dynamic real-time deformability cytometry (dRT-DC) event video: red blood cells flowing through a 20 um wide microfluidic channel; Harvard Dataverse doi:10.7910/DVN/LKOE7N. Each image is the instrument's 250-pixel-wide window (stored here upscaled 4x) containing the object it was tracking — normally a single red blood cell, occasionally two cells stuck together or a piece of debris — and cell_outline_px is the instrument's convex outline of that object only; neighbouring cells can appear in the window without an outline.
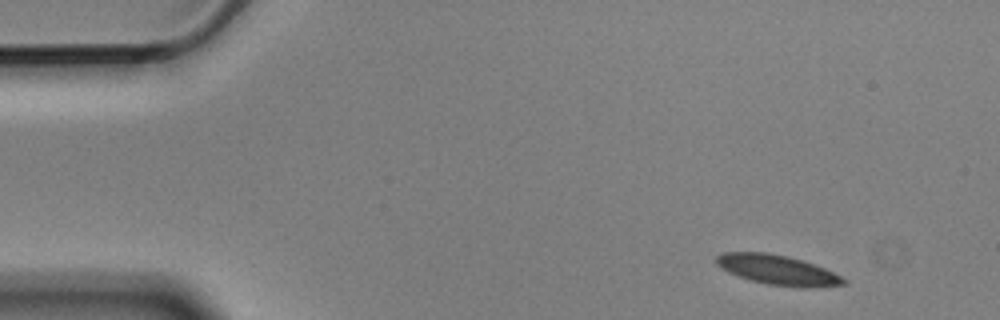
{"species": "Egyptian fruit bat (a non-hibernating species)", "species_latin": "Rousettus aegyptiacus", "temperature_condition": "cold", "stored_images_in_passage": 4, "camera_frame_rate_fps": 3000, "um_per_image_px": 0.085, "animal": {"sex": "male"}, "frame": {"image": 1, "passage_image": 1, "time_ms": 0.0, "image_size_px": [1000, 320], "cell_outline_px": [[848, 284], [812, 288], [800, 288], [768, 284], [748, 280], [728, 272], [720, 268], [716, 264], [716, 256], [720, 252], [764, 252], [788, 256], [804, 260], [824, 268], [848, 280]], "centroid_in_image_um": [66.1, 22.95], "position_along_channel_um": 18.9, "area_um2": 22.43}}
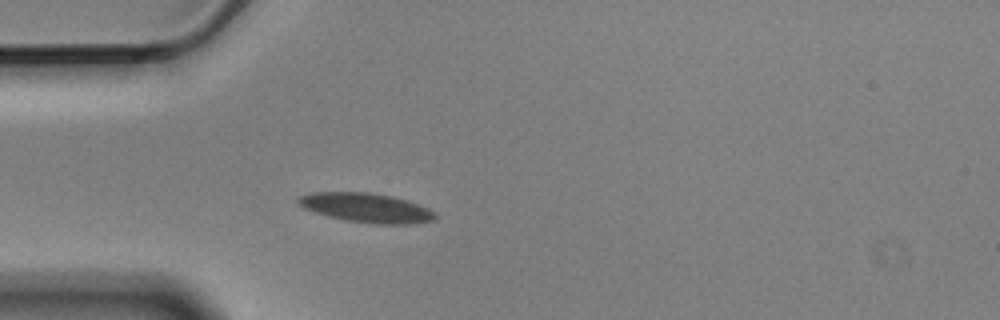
{"frame": {"image": 2, "passage_image": 4, "time_ms": 1.0, "image_size_px": [1000, 320], "cell_outline_px": [[436, 220], [416, 224], [376, 224], [344, 220], [328, 216], [304, 208], [296, 200], [300, 196], [316, 192], [368, 192], [388, 196], [404, 200], [428, 208], [436, 212]], "centroid_in_image_um": [31.17, 17.68], "position_along_channel_um": 53.8, "area_um2": 23.18}}